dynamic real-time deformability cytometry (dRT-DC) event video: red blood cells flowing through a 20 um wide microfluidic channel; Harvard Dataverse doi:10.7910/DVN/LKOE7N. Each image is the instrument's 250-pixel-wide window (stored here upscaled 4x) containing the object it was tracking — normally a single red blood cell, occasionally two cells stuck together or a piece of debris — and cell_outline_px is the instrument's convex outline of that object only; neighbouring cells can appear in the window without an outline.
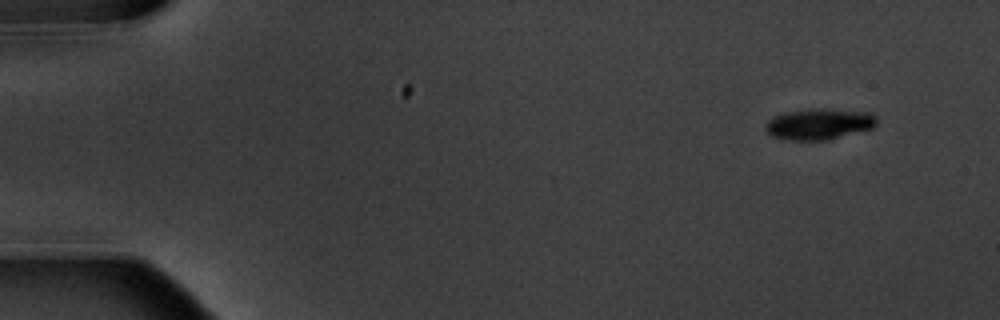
{"species": "common noctule bat (a hibernating species)", "species_latin": "Nyctalus noctula", "temperature_condition": "warm", "stored_images_in_passage": 5, "camera_frame_rate_fps": 3000, "um_per_image_px": 0.085, "animal": {"sex": "male", "body_mass_g": 20.1, "forearm_length_mm": 53.5}, "frame": {"image": 1, "passage_image": 2, "time_ms": 1.0, "image_size_px": [1000, 320], "cell_outline_px": [[876, 128], [828, 140], [784, 140], [772, 136], [764, 128], [764, 124], [772, 116], [788, 112], [872, 112], [876, 116]], "centroid_in_image_um": [69.61, 10.62], "position_along_channel_um": 15.4, "area_um2": 19.19}}
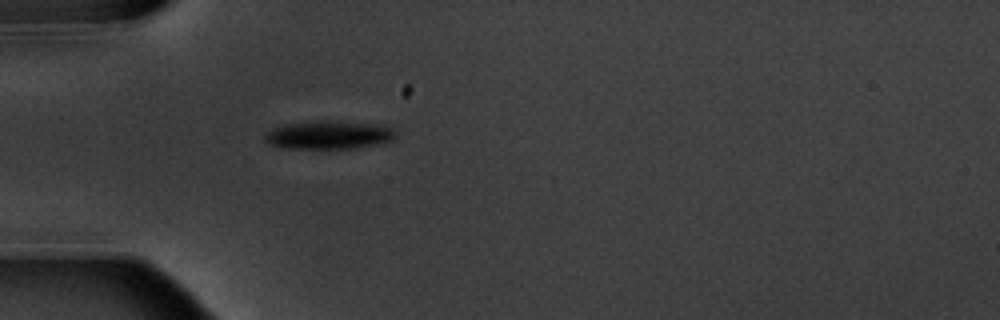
{"frame": {"image": 2, "passage_image": 5, "time_ms": 5.333, "image_size_px": [1000, 320], "cell_outline_px": [[396, 136], [392, 140], [376, 144], [356, 148], [280, 148], [264, 140], [264, 132], [284, 124], [336, 120], [376, 124], [396, 128]], "centroid_in_image_um": [27.97, 11.46], "position_along_channel_um": 57.0, "area_um2": 21.62}}